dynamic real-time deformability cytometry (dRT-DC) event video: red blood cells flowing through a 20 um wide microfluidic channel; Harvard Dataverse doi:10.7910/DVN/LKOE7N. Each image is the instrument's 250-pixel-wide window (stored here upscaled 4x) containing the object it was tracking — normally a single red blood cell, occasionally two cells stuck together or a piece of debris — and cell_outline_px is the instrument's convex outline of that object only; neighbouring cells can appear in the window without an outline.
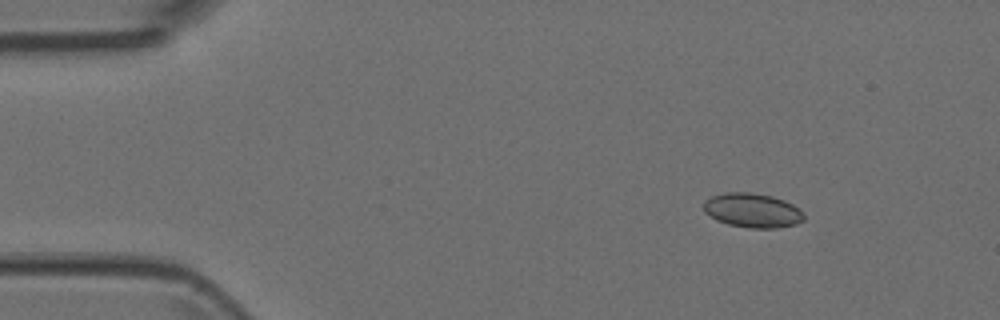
{"species": "Egyptian fruit bat (a non-hibernating species)", "species_latin": "Rousettus aegyptiacus", "temperature_condition": "room temperature", "stored_images_in_passage": 4, "camera_frame_rate_fps": 3000, "um_per_image_px": 0.085, "animal": {"sex": "female"}, "frame": {"image": 1, "passage_image": 2, "time_ms": 0.333, "image_size_px": [1000, 320], "cell_outline_px": [[804, 220], [796, 224], [776, 228], [748, 228], [728, 224], [716, 220], [704, 212], [704, 200], [712, 196], [724, 192], [752, 192], [772, 196], [784, 200], [800, 208], [804, 212]], "centroid_in_image_um": [63.97, 17.88], "position_along_channel_um": 21.0, "area_um2": 20.29}}